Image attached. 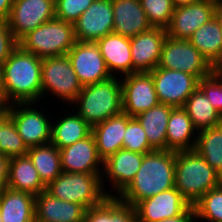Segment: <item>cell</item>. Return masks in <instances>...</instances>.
<instances>
[{
  "label": "cell",
  "instance_id": "obj_23",
  "mask_svg": "<svg viewBox=\"0 0 222 222\" xmlns=\"http://www.w3.org/2000/svg\"><path fill=\"white\" fill-rule=\"evenodd\" d=\"M112 6L114 33L133 38L152 27L140 0H112Z\"/></svg>",
  "mask_w": 222,
  "mask_h": 222
},
{
  "label": "cell",
  "instance_id": "obj_9",
  "mask_svg": "<svg viewBox=\"0 0 222 222\" xmlns=\"http://www.w3.org/2000/svg\"><path fill=\"white\" fill-rule=\"evenodd\" d=\"M158 68L179 70L196 76L199 80L210 76L215 68L206 58L188 41L166 37Z\"/></svg>",
  "mask_w": 222,
  "mask_h": 222
},
{
  "label": "cell",
  "instance_id": "obj_40",
  "mask_svg": "<svg viewBox=\"0 0 222 222\" xmlns=\"http://www.w3.org/2000/svg\"><path fill=\"white\" fill-rule=\"evenodd\" d=\"M18 47V41L12 34L8 20L0 19V63H4Z\"/></svg>",
  "mask_w": 222,
  "mask_h": 222
},
{
  "label": "cell",
  "instance_id": "obj_27",
  "mask_svg": "<svg viewBox=\"0 0 222 222\" xmlns=\"http://www.w3.org/2000/svg\"><path fill=\"white\" fill-rule=\"evenodd\" d=\"M35 197L5 187L0 190L2 222H35Z\"/></svg>",
  "mask_w": 222,
  "mask_h": 222
},
{
  "label": "cell",
  "instance_id": "obj_32",
  "mask_svg": "<svg viewBox=\"0 0 222 222\" xmlns=\"http://www.w3.org/2000/svg\"><path fill=\"white\" fill-rule=\"evenodd\" d=\"M27 154L46 186L62 173L60 150L55 145L33 146L28 148Z\"/></svg>",
  "mask_w": 222,
  "mask_h": 222
},
{
  "label": "cell",
  "instance_id": "obj_35",
  "mask_svg": "<svg viewBox=\"0 0 222 222\" xmlns=\"http://www.w3.org/2000/svg\"><path fill=\"white\" fill-rule=\"evenodd\" d=\"M152 27L167 29L174 12L172 0H140Z\"/></svg>",
  "mask_w": 222,
  "mask_h": 222
},
{
  "label": "cell",
  "instance_id": "obj_5",
  "mask_svg": "<svg viewBox=\"0 0 222 222\" xmlns=\"http://www.w3.org/2000/svg\"><path fill=\"white\" fill-rule=\"evenodd\" d=\"M76 42L73 24L54 18L23 36L18 46L44 58L67 55Z\"/></svg>",
  "mask_w": 222,
  "mask_h": 222
},
{
  "label": "cell",
  "instance_id": "obj_30",
  "mask_svg": "<svg viewBox=\"0 0 222 222\" xmlns=\"http://www.w3.org/2000/svg\"><path fill=\"white\" fill-rule=\"evenodd\" d=\"M83 222H137V212L118 197H107L101 204L86 210Z\"/></svg>",
  "mask_w": 222,
  "mask_h": 222
},
{
  "label": "cell",
  "instance_id": "obj_21",
  "mask_svg": "<svg viewBox=\"0 0 222 222\" xmlns=\"http://www.w3.org/2000/svg\"><path fill=\"white\" fill-rule=\"evenodd\" d=\"M96 44L112 76L132 74L130 38L112 32L97 40Z\"/></svg>",
  "mask_w": 222,
  "mask_h": 222
},
{
  "label": "cell",
  "instance_id": "obj_26",
  "mask_svg": "<svg viewBox=\"0 0 222 222\" xmlns=\"http://www.w3.org/2000/svg\"><path fill=\"white\" fill-rule=\"evenodd\" d=\"M33 196L46 190L28 154L10 158L7 186Z\"/></svg>",
  "mask_w": 222,
  "mask_h": 222
},
{
  "label": "cell",
  "instance_id": "obj_4",
  "mask_svg": "<svg viewBox=\"0 0 222 222\" xmlns=\"http://www.w3.org/2000/svg\"><path fill=\"white\" fill-rule=\"evenodd\" d=\"M175 188L190 205L222 184V177L195 150L176 152Z\"/></svg>",
  "mask_w": 222,
  "mask_h": 222
},
{
  "label": "cell",
  "instance_id": "obj_6",
  "mask_svg": "<svg viewBox=\"0 0 222 222\" xmlns=\"http://www.w3.org/2000/svg\"><path fill=\"white\" fill-rule=\"evenodd\" d=\"M46 191L63 201L78 203L86 210L108 197L102 187V173L62 172L46 186Z\"/></svg>",
  "mask_w": 222,
  "mask_h": 222
},
{
  "label": "cell",
  "instance_id": "obj_20",
  "mask_svg": "<svg viewBox=\"0 0 222 222\" xmlns=\"http://www.w3.org/2000/svg\"><path fill=\"white\" fill-rule=\"evenodd\" d=\"M86 209L53 197L46 190L35 197V222H83Z\"/></svg>",
  "mask_w": 222,
  "mask_h": 222
},
{
  "label": "cell",
  "instance_id": "obj_39",
  "mask_svg": "<svg viewBox=\"0 0 222 222\" xmlns=\"http://www.w3.org/2000/svg\"><path fill=\"white\" fill-rule=\"evenodd\" d=\"M199 88L222 116V78L214 71L210 76L199 80Z\"/></svg>",
  "mask_w": 222,
  "mask_h": 222
},
{
  "label": "cell",
  "instance_id": "obj_13",
  "mask_svg": "<svg viewBox=\"0 0 222 222\" xmlns=\"http://www.w3.org/2000/svg\"><path fill=\"white\" fill-rule=\"evenodd\" d=\"M55 18V0H14L8 23L15 39Z\"/></svg>",
  "mask_w": 222,
  "mask_h": 222
},
{
  "label": "cell",
  "instance_id": "obj_1",
  "mask_svg": "<svg viewBox=\"0 0 222 222\" xmlns=\"http://www.w3.org/2000/svg\"><path fill=\"white\" fill-rule=\"evenodd\" d=\"M176 152L154 150L143 156L141 167L133 181L118 196L133 207L146 198L175 187Z\"/></svg>",
  "mask_w": 222,
  "mask_h": 222
},
{
  "label": "cell",
  "instance_id": "obj_18",
  "mask_svg": "<svg viewBox=\"0 0 222 222\" xmlns=\"http://www.w3.org/2000/svg\"><path fill=\"white\" fill-rule=\"evenodd\" d=\"M166 37V29L151 27L130 38L132 73L150 72L157 67Z\"/></svg>",
  "mask_w": 222,
  "mask_h": 222
},
{
  "label": "cell",
  "instance_id": "obj_16",
  "mask_svg": "<svg viewBox=\"0 0 222 222\" xmlns=\"http://www.w3.org/2000/svg\"><path fill=\"white\" fill-rule=\"evenodd\" d=\"M191 205L178 189L160 192L138 202L134 207L137 222H158L183 214Z\"/></svg>",
  "mask_w": 222,
  "mask_h": 222
},
{
  "label": "cell",
  "instance_id": "obj_41",
  "mask_svg": "<svg viewBox=\"0 0 222 222\" xmlns=\"http://www.w3.org/2000/svg\"><path fill=\"white\" fill-rule=\"evenodd\" d=\"M158 222H197L196 219V212L194 209V206H190L183 214L172 217V218H167V219H162Z\"/></svg>",
  "mask_w": 222,
  "mask_h": 222
},
{
  "label": "cell",
  "instance_id": "obj_17",
  "mask_svg": "<svg viewBox=\"0 0 222 222\" xmlns=\"http://www.w3.org/2000/svg\"><path fill=\"white\" fill-rule=\"evenodd\" d=\"M214 17L213 0H199L174 9L167 36L189 40L192 34Z\"/></svg>",
  "mask_w": 222,
  "mask_h": 222
},
{
  "label": "cell",
  "instance_id": "obj_19",
  "mask_svg": "<svg viewBox=\"0 0 222 222\" xmlns=\"http://www.w3.org/2000/svg\"><path fill=\"white\" fill-rule=\"evenodd\" d=\"M60 150L62 172L103 173V160L99 157L92 133Z\"/></svg>",
  "mask_w": 222,
  "mask_h": 222
},
{
  "label": "cell",
  "instance_id": "obj_11",
  "mask_svg": "<svg viewBox=\"0 0 222 222\" xmlns=\"http://www.w3.org/2000/svg\"><path fill=\"white\" fill-rule=\"evenodd\" d=\"M159 103L183 107L187 98L199 87V79L179 70L156 67L150 71Z\"/></svg>",
  "mask_w": 222,
  "mask_h": 222
},
{
  "label": "cell",
  "instance_id": "obj_42",
  "mask_svg": "<svg viewBox=\"0 0 222 222\" xmlns=\"http://www.w3.org/2000/svg\"><path fill=\"white\" fill-rule=\"evenodd\" d=\"M10 158L0 154V190L7 186Z\"/></svg>",
  "mask_w": 222,
  "mask_h": 222
},
{
  "label": "cell",
  "instance_id": "obj_34",
  "mask_svg": "<svg viewBox=\"0 0 222 222\" xmlns=\"http://www.w3.org/2000/svg\"><path fill=\"white\" fill-rule=\"evenodd\" d=\"M193 206L197 222H222V184L205 193Z\"/></svg>",
  "mask_w": 222,
  "mask_h": 222
},
{
  "label": "cell",
  "instance_id": "obj_12",
  "mask_svg": "<svg viewBox=\"0 0 222 222\" xmlns=\"http://www.w3.org/2000/svg\"><path fill=\"white\" fill-rule=\"evenodd\" d=\"M120 79L123 113L136 117L159 103L150 72H135Z\"/></svg>",
  "mask_w": 222,
  "mask_h": 222
},
{
  "label": "cell",
  "instance_id": "obj_43",
  "mask_svg": "<svg viewBox=\"0 0 222 222\" xmlns=\"http://www.w3.org/2000/svg\"><path fill=\"white\" fill-rule=\"evenodd\" d=\"M14 0H0V19L8 20Z\"/></svg>",
  "mask_w": 222,
  "mask_h": 222
},
{
  "label": "cell",
  "instance_id": "obj_15",
  "mask_svg": "<svg viewBox=\"0 0 222 222\" xmlns=\"http://www.w3.org/2000/svg\"><path fill=\"white\" fill-rule=\"evenodd\" d=\"M76 41L96 42L113 32L112 0H95L74 22Z\"/></svg>",
  "mask_w": 222,
  "mask_h": 222
},
{
  "label": "cell",
  "instance_id": "obj_38",
  "mask_svg": "<svg viewBox=\"0 0 222 222\" xmlns=\"http://www.w3.org/2000/svg\"><path fill=\"white\" fill-rule=\"evenodd\" d=\"M95 0H55V18L74 24Z\"/></svg>",
  "mask_w": 222,
  "mask_h": 222
},
{
  "label": "cell",
  "instance_id": "obj_33",
  "mask_svg": "<svg viewBox=\"0 0 222 222\" xmlns=\"http://www.w3.org/2000/svg\"><path fill=\"white\" fill-rule=\"evenodd\" d=\"M194 150L222 177V123L198 131Z\"/></svg>",
  "mask_w": 222,
  "mask_h": 222
},
{
  "label": "cell",
  "instance_id": "obj_14",
  "mask_svg": "<svg viewBox=\"0 0 222 222\" xmlns=\"http://www.w3.org/2000/svg\"><path fill=\"white\" fill-rule=\"evenodd\" d=\"M82 86L112 77L96 42L77 41L67 53Z\"/></svg>",
  "mask_w": 222,
  "mask_h": 222
},
{
  "label": "cell",
  "instance_id": "obj_31",
  "mask_svg": "<svg viewBox=\"0 0 222 222\" xmlns=\"http://www.w3.org/2000/svg\"><path fill=\"white\" fill-rule=\"evenodd\" d=\"M183 108L197 131L222 123V116L199 87L187 98Z\"/></svg>",
  "mask_w": 222,
  "mask_h": 222
},
{
  "label": "cell",
  "instance_id": "obj_28",
  "mask_svg": "<svg viewBox=\"0 0 222 222\" xmlns=\"http://www.w3.org/2000/svg\"><path fill=\"white\" fill-rule=\"evenodd\" d=\"M188 41L214 68L222 65V30L215 17L199 27Z\"/></svg>",
  "mask_w": 222,
  "mask_h": 222
},
{
  "label": "cell",
  "instance_id": "obj_10",
  "mask_svg": "<svg viewBox=\"0 0 222 222\" xmlns=\"http://www.w3.org/2000/svg\"><path fill=\"white\" fill-rule=\"evenodd\" d=\"M144 155L122 148L103 162L102 187L108 197H118L128 187L141 167Z\"/></svg>",
  "mask_w": 222,
  "mask_h": 222
},
{
  "label": "cell",
  "instance_id": "obj_24",
  "mask_svg": "<svg viewBox=\"0 0 222 222\" xmlns=\"http://www.w3.org/2000/svg\"><path fill=\"white\" fill-rule=\"evenodd\" d=\"M198 131L183 107H173L166 133V150L180 152L194 150Z\"/></svg>",
  "mask_w": 222,
  "mask_h": 222
},
{
  "label": "cell",
  "instance_id": "obj_46",
  "mask_svg": "<svg viewBox=\"0 0 222 222\" xmlns=\"http://www.w3.org/2000/svg\"><path fill=\"white\" fill-rule=\"evenodd\" d=\"M199 0H172V3L175 8L182 7V6H187L189 4L195 3Z\"/></svg>",
  "mask_w": 222,
  "mask_h": 222
},
{
  "label": "cell",
  "instance_id": "obj_47",
  "mask_svg": "<svg viewBox=\"0 0 222 222\" xmlns=\"http://www.w3.org/2000/svg\"><path fill=\"white\" fill-rule=\"evenodd\" d=\"M10 118L8 110L0 116V136H1V126Z\"/></svg>",
  "mask_w": 222,
  "mask_h": 222
},
{
  "label": "cell",
  "instance_id": "obj_37",
  "mask_svg": "<svg viewBox=\"0 0 222 222\" xmlns=\"http://www.w3.org/2000/svg\"><path fill=\"white\" fill-rule=\"evenodd\" d=\"M28 148L19 136L13 121L9 118L1 126L0 154L9 158L26 155Z\"/></svg>",
  "mask_w": 222,
  "mask_h": 222
},
{
  "label": "cell",
  "instance_id": "obj_8",
  "mask_svg": "<svg viewBox=\"0 0 222 222\" xmlns=\"http://www.w3.org/2000/svg\"><path fill=\"white\" fill-rule=\"evenodd\" d=\"M41 103L43 102L13 103L8 108L10 119L27 148L51 142L53 115L48 112L52 110L51 104L48 107L46 103Z\"/></svg>",
  "mask_w": 222,
  "mask_h": 222
},
{
  "label": "cell",
  "instance_id": "obj_48",
  "mask_svg": "<svg viewBox=\"0 0 222 222\" xmlns=\"http://www.w3.org/2000/svg\"><path fill=\"white\" fill-rule=\"evenodd\" d=\"M3 90V63H0V92Z\"/></svg>",
  "mask_w": 222,
  "mask_h": 222
},
{
  "label": "cell",
  "instance_id": "obj_25",
  "mask_svg": "<svg viewBox=\"0 0 222 222\" xmlns=\"http://www.w3.org/2000/svg\"><path fill=\"white\" fill-rule=\"evenodd\" d=\"M127 128V114L121 113L92 127L99 157L103 162L123 148L124 133Z\"/></svg>",
  "mask_w": 222,
  "mask_h": 222
},
{
  "label": "cell",
  "instance_id": "obj_29",
  "mask_svg": "<svg viewBox=\"0 0 222 222\" xmlns=\"http://www.w3.org/2000/svg\"><path fill=\"white\" fill-rule=\"evenodd\" d=\"M173 106L158 103L135 118L143 127L148 142L154 150H166L167 124Z\"/></svg>",
  "mask_w": 222,
  "mask_h": 222
},
{
  "label": "cell",
  "instance_id": "obj_45",
  "mask_svg": "<svg viewBox=\"0 0 222 222\" xmlns=\"http://www.w3.org/2000/svg\"><path fill=\"white\" fill-rule=\"evenodd\" d=\"M9 105L10 104L7 102L3 92H0V116L8 110Z\"/></svg>",
  "mask_w": 222,
  "mask_h": 222
},
{
  "label": "cell",
  "instance_id": "obj_44",
  "mask_svg": "<svg viewBox=\"0 0 222 222\" xmlns=\"http://www.w3.org/2000/svg\"><path fill=\"white\" fill-rule=\"evenodd\" d=\"M214 3V17L220 25L222 30V0H213Z\"/></svg>",
  "mask_w": 222,
  "mask_h": 222
},
{
  "label": "cell",
  "instance_id": "obj_49",
  "mask_svg": "<svg viewBox=\"0 0 222 222\" xmlns=\"http://www.w3.org/2000/svg\"><path fill=\"white\" fill-rule=\"evenodd\" d=\"M215 72L222 78V65L216 67Z\"/></svg>",
  "mask_w": 222,
  "mask_h": 222
},
{
  "label": "cell",
  "instance_id": "obj_3",
  "mask_svg": "<svg viewBox=\"0 0 222 222\" xmlns=\"http://www.w3.org/2000/svg\"><path fill=\"white\" fill-rule=\"evenodd\" d=\"M91 127L117 116L122 110V82L120 77L83 86L70 105Z\"/></svg>",
  "mask_w": 222,
  "mask_h": 222
},
{
  "label": "cell",
  "instance_id": "obj_22",
  "mask_svg": "<svg viewBox=\"0 0 222 222\" xmlns=\"http://www.w3.org/2000/svg\"><path fill=\"white\" fill-rule=\"evenodd\" d=\"M70 109L71 107L64 111L61 109V113L58 111L56 115L54 114L55 111L50 112L53 114V120L55 119L52 121L50 143L55 145L58 149L74 144L92 133V127L73 109ZM63 112H65V114Z\"/></svg>",
  "mask_w": 222,
  "mask_h": 222
},
{
  "label": "cell",
  "instance_id": "obj_36",
  "mask_svg": "<svg viewBox=\"0 0 222 222\" xmlns=\"http://www.w3.org/2000/svg\"><path fill=\"white\" fill-rule=\"evenodd\" d=\"M123 149L141 154L154 151L139 121L135 117H130L128 114L127 128L123 139Z\"/></svg>",
  "mask_w": 222,
  "mask_h": 222
},
{
  "label": "cell",
  "instance_id": "obj_2",
  "mask_svg": "<svg viewBox=\"0 0 222 222\" xmlns=\"http://www.w3.org/2000/svg\"><path fill=\"white\" fill-rule=\"evenodd\" d=\"M42 58L19 46L3 63V94L9 104L42 102Z\"/></svg>",
  "mask_w": 222,
  "mask_h": 222
},
{
  "label": "cell",
  "instance_id": "obj_7",
  "mask_svg": "<svg viewBox=\"0 0 222 222\" xmlns=\"http://www.w3.org/2000/svg\"><path fill=\"white\" fill-rule=\"evenodd\" d=\"M41 85L42 101L61 100L63 104H67L64 108H68L76 100L83 87L67 55L42 58Z\"/></svg>",
  "mask_w": 222,
  "mask_h": 222
}]
</instances>
